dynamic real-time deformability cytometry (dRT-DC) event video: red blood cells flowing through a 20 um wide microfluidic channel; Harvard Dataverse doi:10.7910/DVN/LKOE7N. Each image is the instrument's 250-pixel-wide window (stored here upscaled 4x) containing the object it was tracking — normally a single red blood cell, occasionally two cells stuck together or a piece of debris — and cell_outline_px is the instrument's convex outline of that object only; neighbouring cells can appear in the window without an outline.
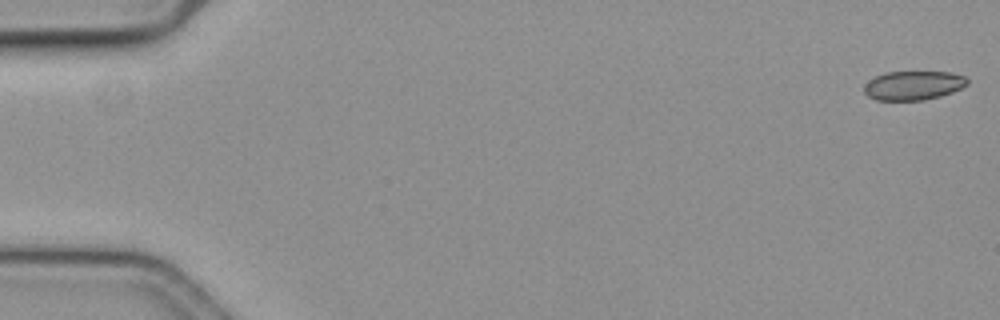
{"species": "common noctule bat (a hibernating species)", "species_latin": "Nyctalus noctula", "temperature_condition": "cold", "stored_images_in_passage": 52, "camera_frame_rate_fps": 3000, "um_per_image_px": 0.085, "animal": {"sex": "female", "body_mass_g": 19.3, "forearm_length_mm": 54.1}, "frame": {"image": 1, "passage_image": 1, "time_ms": 0.0, "image_size_px": [1000, 320], "cell_outline_px": [[968, 84], [952, 92], [940, 96], [924, 100], [876, 100], [868, 96], [864, 92], [864, 84], [868, 80], [884, 72], [952, 72], [964, 76], [968, 80]], "centroid_in_image_um": [77.61, 7.26], "position_along_channel_um": 7.4, "area_um2": 17.51}}
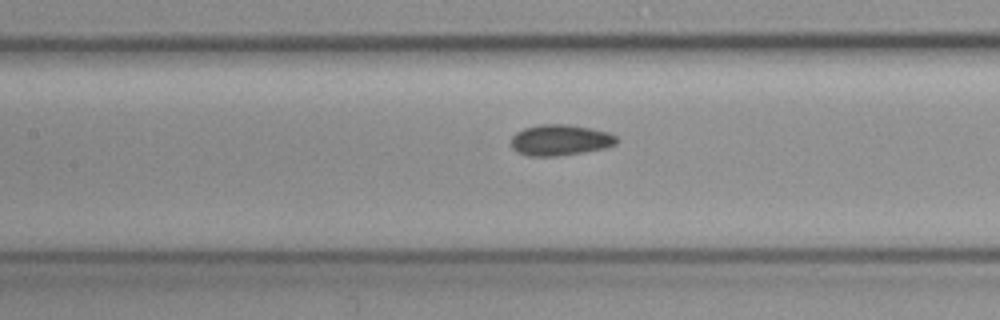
{"frame": {"image": 2, "passage_image": 27, "time_ms": 8.667, "image_size_px": [1000, 320], "cell_outline_px": [[620, 140], [616, 144], [604, 148], [584, 152], [556, 156], [528, 156], [516, 152], [512, 148], [512, 136], [516, 132], [524, 128], [540, 124], [568, 124], [592, 128], [608, 132], [616, 136]], "centroid_in_image_um": [47.62, 11.9], "position_along_channel_um": 159.8, "area_um2": 19.19}}
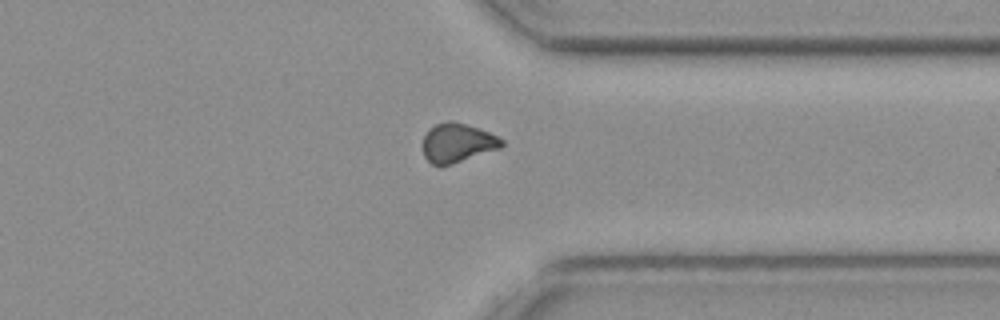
{"frame": {"image": 3, "passage_image": 45, "time_ms": 14.667, "image_size_px": [1000, 320], "cell_outline_px": [[504, 144], [500, 148], [452, 164], [432, 164], [424, 156], [420, 144], [428, 128], [436, 124], [448, 120], [456, 120], [480, 128], [504, 140]], "centroid_in_image_um": [38.84, 12.11], "position_along_channel_um": 372.6, "area_um2": 18.21}}